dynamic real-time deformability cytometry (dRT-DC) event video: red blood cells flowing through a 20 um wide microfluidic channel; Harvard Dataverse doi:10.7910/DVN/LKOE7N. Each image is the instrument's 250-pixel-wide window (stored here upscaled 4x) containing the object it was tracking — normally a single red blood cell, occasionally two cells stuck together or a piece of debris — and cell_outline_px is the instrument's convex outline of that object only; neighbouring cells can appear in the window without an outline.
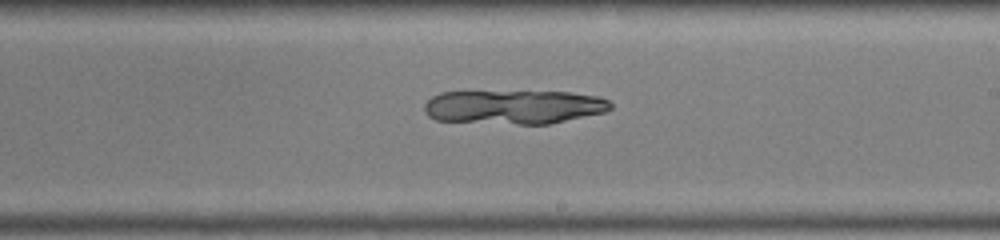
{"species": "common noctule bat (a hibernating species)", "species_latin": "Nyctalus noctula", "temperature_condition": "warm", "stored_images_in_passage": 44, "camera_frame_rate_fps": 3000, "um_per_image_px": 0.085, "animal": {"sex": "male", "body_mass_g": 19.0, "forearm_length_mm": 50.8}, "frame": {"image": 1, "passage_image": 27, "time_ms": 8.667, "image_size_px": [1000, 240], "cell_outline_px": [[612, 108], [604, 112], [548, 124], [516, 124], [436, 120], [428, 116], [424, 112], [424, 104], [432, 96], [440, 92], [568, 92], [596, 96], [608, 100], [612, 104]], "centroid_in_image_um": [43.65, 9.09], "position_along_channel_um": 245.3, "area_um2": 36.65}}
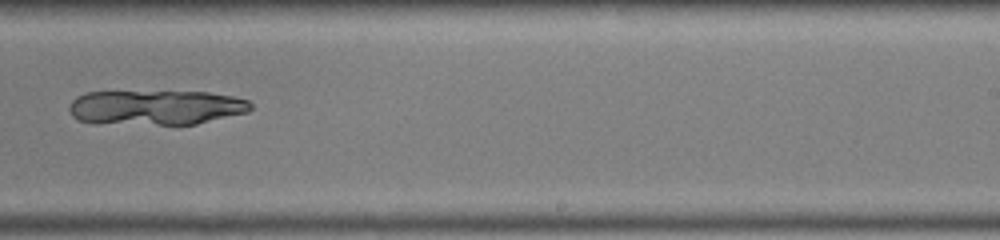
{"frame": {"image": 2, "passage_image": 29, "time_ms": 9.333, "image_size_px": [1000, 240], "cell_outline_px": [[252, 108], [248, 112], [196, 124], [156, 124], [80, 120], [72, 116], [68, 108], [72, 100], [76, 96], [84, 92], [208, 92], [232, 96], [248, 100], [252, 104]], "centroid_in_image_um": [13.31, 9.11], "position_along_channel_um": 275.7, "area_um2": 36.13}}